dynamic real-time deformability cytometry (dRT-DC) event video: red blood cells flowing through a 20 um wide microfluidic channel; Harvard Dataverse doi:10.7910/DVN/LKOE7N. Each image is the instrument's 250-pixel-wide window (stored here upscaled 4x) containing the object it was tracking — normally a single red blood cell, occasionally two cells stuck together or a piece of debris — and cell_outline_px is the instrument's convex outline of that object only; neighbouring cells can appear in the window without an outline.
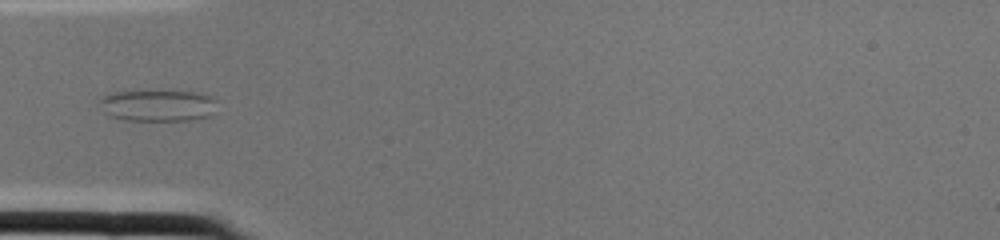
{"species": "common noctule bat (a hibernating species)", "species_latin": "Nyctalus noctula", "temperature_condition": "cold", "stored_images_in_passage": 2, "camera_frame_rate_fps": 3000, "um_per_image_px": 0.085, "animal": {"sex": "female", "body_mass_g": 22.0, "forearm_length_mm": 56.7}, "frame": {"image": 1, "passage_image": 2, "time_ms": 0.333, "image_size_px": [1000, 240], "cell_outline_px": [[216, 100], [212, 116], [188, 120], [124, 120], [108, 116], [104, 112], [96, 100], [100, 96], [112, 92], [196, 92], [212, 96]], "centroid_in_image_um": [13.36, 8.98], "position_along_channel_um": 71.6, "area_um2": 21.62}}